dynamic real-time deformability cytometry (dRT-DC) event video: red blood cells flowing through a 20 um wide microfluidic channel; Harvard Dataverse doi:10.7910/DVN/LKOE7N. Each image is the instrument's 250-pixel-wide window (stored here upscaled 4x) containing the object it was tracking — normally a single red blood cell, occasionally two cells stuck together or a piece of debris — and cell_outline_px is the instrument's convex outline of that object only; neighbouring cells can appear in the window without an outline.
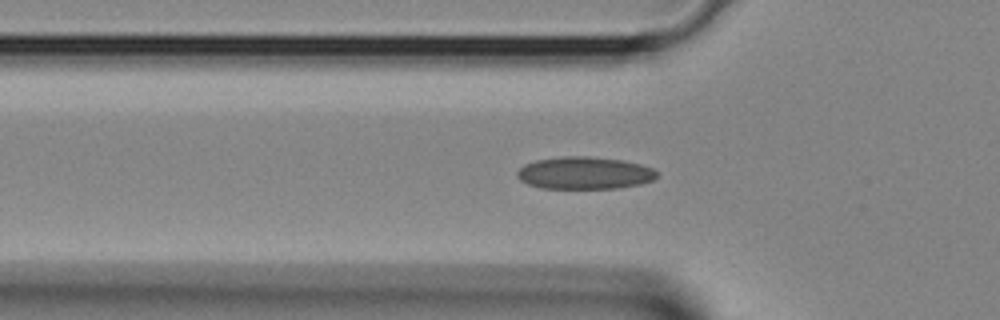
{"species": "Egyptian fruit bat (a non-hibernating species)", "species_latin": "Rousettus aegyptiacus", "temperature_condition": "room temperature", "stored_images_in_passage": 30, "segment_of_instrument_passage": [1, 2], "camera_frame_rate_fps": 3000, "um_per_image_px": 0.085, "animal": {"sex": "female"}, "frame": {"image": 1, "passage_image": 3, "time_ms": 0.667, "image_size_px": [1000, 320], "cell_outline_px": [[656, 176], [652, 180], [640, 184], [616, 188], [540, 188], [528, 184], [520, 180], [516, 176], [516, 172], [524, 164], [536, 160], [560, 156], [592, 156], [624, 160], [640, 164], [652, 168], [656, 172]], "centroid_in_image_um": [49.64, 14.69], "position_along_channel_um": 76.2, "area_um2": 26.41}}
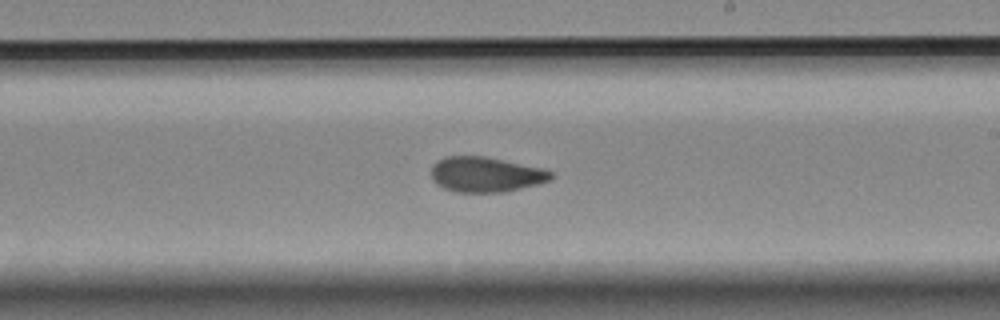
{"frame": {"image": 2, "passage_image": 13, "time_ms": 4.0, "image_size_px": [1000, 320], "cell_outline_px": [[552, 180], [504, 192], [456, 192], [444, 188], [436, 184], [432, 180], [432, 164], [436, 160], [444, 156], [484, 156], [544, 168], [552, 172]], "centroid_in_image_um": [41.26, 14.82], "position_along_channel_um": 247.7, "area_um2": 24.62}}
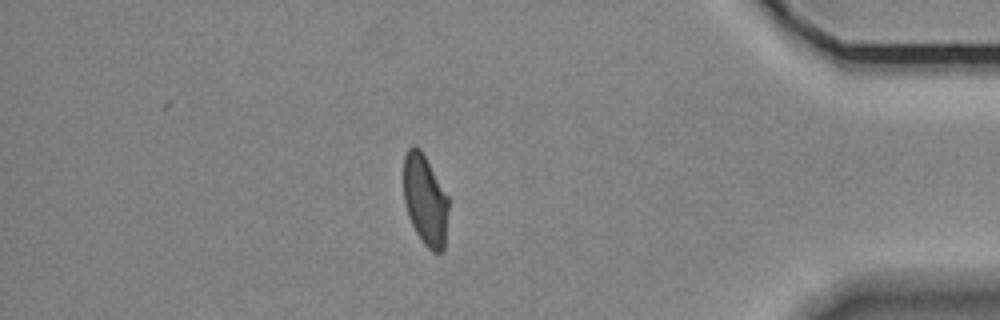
{"frame": {"image": 3, "passage_image": 24, "time_ms": 7.667, "image_size_px": [1000, 320], "cell_outline_px": [[448, 208], [444, 248], [440, 252], [432, 252], [420, 240], [408, 216], [404, 204], [404, 156], [408, 148], [416, 144], [420, 148], [448, 196]], "centroid_in_image_um": [36.12, 17.0], "position_along_channel_um": 399.1, "area_um2": 23.7}}